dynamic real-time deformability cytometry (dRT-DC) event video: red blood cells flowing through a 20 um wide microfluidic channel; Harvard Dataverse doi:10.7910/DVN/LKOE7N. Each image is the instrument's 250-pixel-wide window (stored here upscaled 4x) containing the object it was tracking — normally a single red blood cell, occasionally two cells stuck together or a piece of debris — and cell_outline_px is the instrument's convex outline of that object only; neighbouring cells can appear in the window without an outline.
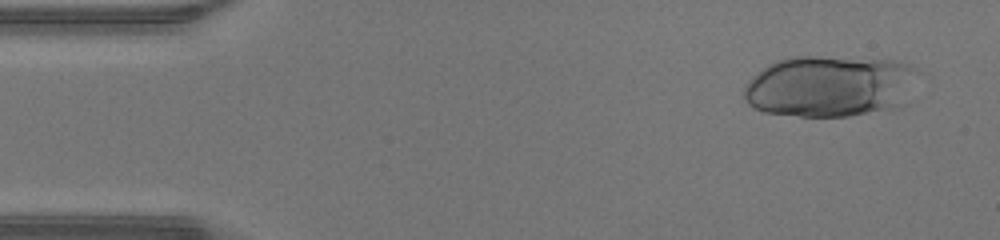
{"species": "human", "species_latin": "Homo sapiens", "temperature_condition": "warm", "stored_images_in_passage": 46, "camera_frame_rate_fps": 3000, "um_per_image_px": 0.085, "donor": {"sex": "male"}, "frame": {"image": 1, "passage_image": 3, "time_ms": 0.667, "image_size_px": [1000, 240], "cell_outline_px": [[916, 68], [896, 104], [848, 116], [800, 116], [764, 112], [748, 104], [744, 96], [744, 88], [748, 80], [756, 72], [768, 64], [776, 60], [792, 56], [820, 56], [892, 60], [908, 64]], "centroid_in_image_um": [70.3, 7.28], "position_along_channel_um": 14.7, "area_um2": 60.34}}
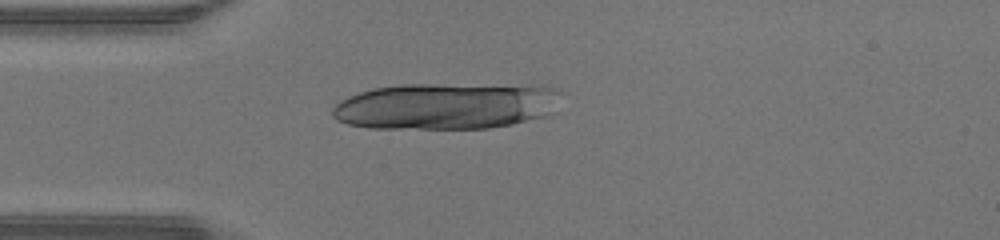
{"frame": {"image": 2, "passage_image": 12, "time_ms": 3.667, "image_size_px": [1000, 240], "cell_outline_px": [[560, 92], [552, 112], [544, 116], [512, 124], [488, 128], [368, 128], [348, 124], [336, 120], [332, 116], [332, 108], [340, 100], [348, 96], [360, 92], [376, 88], [400, 84], [540, 84], [556, 88]], "centroid_in_image_um": [37.92, 8.99], "position_along_channel_um": 47.1, "area_um2": 62.6}}